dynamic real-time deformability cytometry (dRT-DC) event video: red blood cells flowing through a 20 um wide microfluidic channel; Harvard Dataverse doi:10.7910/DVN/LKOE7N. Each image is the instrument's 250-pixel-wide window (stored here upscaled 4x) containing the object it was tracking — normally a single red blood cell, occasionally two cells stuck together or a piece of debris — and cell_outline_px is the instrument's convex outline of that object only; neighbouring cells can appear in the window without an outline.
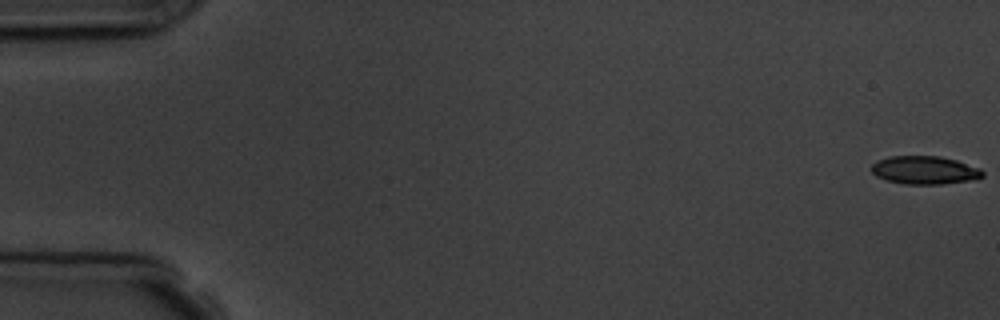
{"species": "common noctule bat (a hibernating species)", "species_latin": "Nyctalus noctula", "temperature_condition": "room temperature", "stored_images_in_passage": 6, "camera_frame_rate_fps": 3000, "um_per_image_px": 0.085, "animal": {"sex": "male", "body_mass_g": 19.5, "forearm_length_mm": 54.6}, "frame": {"image": 1, "passage_image": 1, "time_ms": 0.0, "image_size_px": [1000, 320], "cell_outline_px": [[984, 176], [976, 180], [940, 184], [904, 184], [888, 180], [876, 176], [872, 172], [872, 164], [876, 160], [888, 156], [940, 156], [956, 160], [980, 168], [984, 172]], "centroid_in_image_um": [78.62, 14.46], "position_along_channel_um": 6.4, "area_um2": 18.38}}
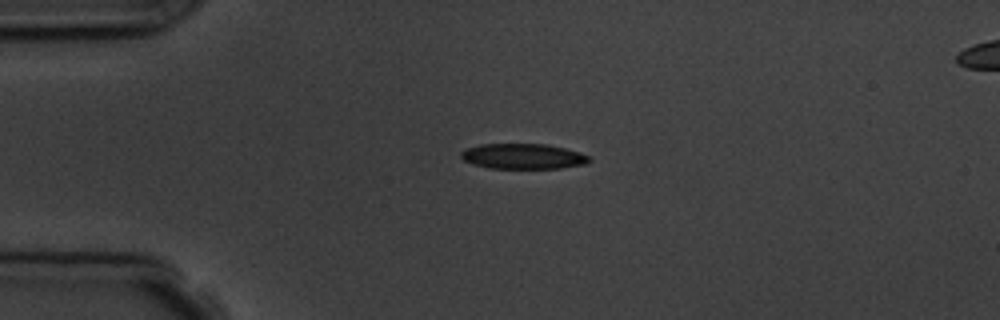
{"frame": {"image": 2, "passage_image": 4, "time_ms": 4.333, "image_size_px": [1000, 320], "cell_outline_px": [[592, 160], [588, 164], [560, 168], [488, 168], [472, 164], [464, 160], [460, 156], [460, 152], [464, 148], [480, 144], [548, 144], [580, 152], [588, 156]], "centroid_in_image_um": [44.45, 13.28], "position_along_channel_um": 40.5, "area_um2": 19.13}}